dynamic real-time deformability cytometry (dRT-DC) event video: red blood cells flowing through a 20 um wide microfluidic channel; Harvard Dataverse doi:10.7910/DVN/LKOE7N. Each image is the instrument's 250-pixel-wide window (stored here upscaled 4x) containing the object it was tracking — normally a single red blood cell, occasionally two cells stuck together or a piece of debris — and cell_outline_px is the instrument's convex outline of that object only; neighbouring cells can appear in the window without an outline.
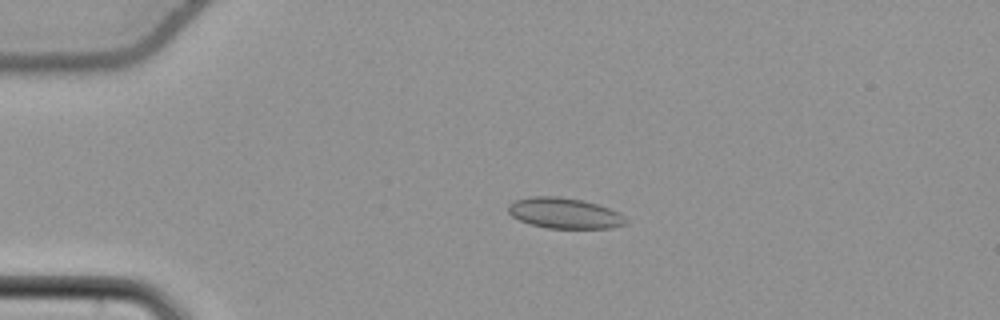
{"species": "common noctule bat (a hibernating species)", "species_latin": "Nyctalus noctula", "temperature_condition": "cold", "stored_images_in_passage": 49, "camera_frame_rate_fps": 3000, "um_per_image_px": 0.085, "animal": {"sex": "female", "body_mass_g": 22.7, "forearm_length_mm": 54.2}, "frame": {"image": 1, "passage_image": 7, "time_ms": 2.0, "image_size_px": [1000, 320], "cell_outline_px": [[628, 224], [612, 228], [548, 228], [532, 224], [520, 220], [512, 216], [508, 212], [508, 204], [516, 200], [528, 196], [560, 196], [584, 200], [608, 208], [624, 216], [628, 220]], "centroid_in_image_um": [47.98, 18.11], "position_along_channel_um": 37.0, "area_um2": 21.04}}
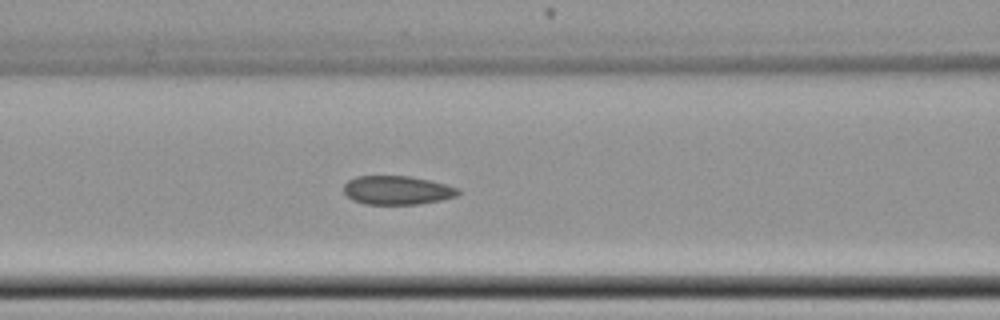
{"frame": {"image": 2, "passage_image": 18, "time_ms": 5.667, "image_size_px": [1000, 320], "cell_outline_px": [[460, 192], [456, 196], [440, 200], [416, 204], [364, 204], [352, 200], [344, 192], [344, 184], [348, 180], [356, 176], [412, 176], [460, 188]], "centroid_in_image_um": [33.74, 16.16], "position_along_channel_um": 132.9, "area_um2": 19.13}}
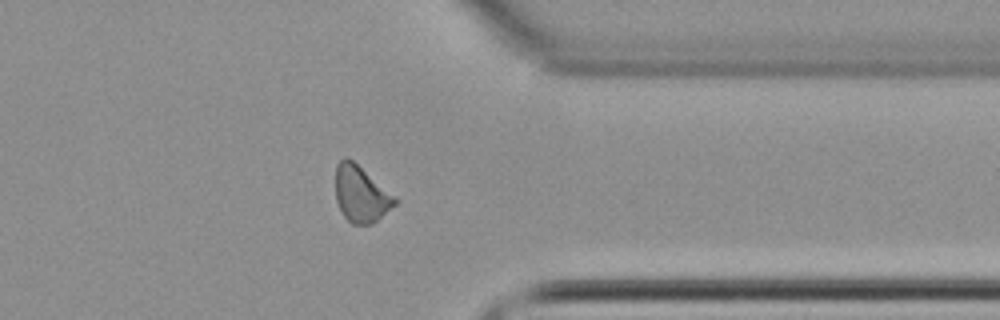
{"frame": {"image": 3, "passage_image": 38, "time_ms": 12.333, "image_size_px": [1000, 320], "cell_outline_px": [[400, 200], [396, 204], [372, 224], [352, 224], [344, 216], [336, 200], [336, 164], [344, 156], [352, 160]], "centroid_in_image_um": [30.68, 16.5], "position_along_channel_um": 380.7, "area_um2": 19.25}, "authors_computed_cell_mechanics": {"area_um2": 19.4786, "velocity_mm_per_s": 3.8181, "shape_relaxation_time_tau1_ms": null, "shape_relaxation_time_tau2_ms": 5.1303, "deformation_change_tau1": null, "deformation_change_tau2": 0.0797}}